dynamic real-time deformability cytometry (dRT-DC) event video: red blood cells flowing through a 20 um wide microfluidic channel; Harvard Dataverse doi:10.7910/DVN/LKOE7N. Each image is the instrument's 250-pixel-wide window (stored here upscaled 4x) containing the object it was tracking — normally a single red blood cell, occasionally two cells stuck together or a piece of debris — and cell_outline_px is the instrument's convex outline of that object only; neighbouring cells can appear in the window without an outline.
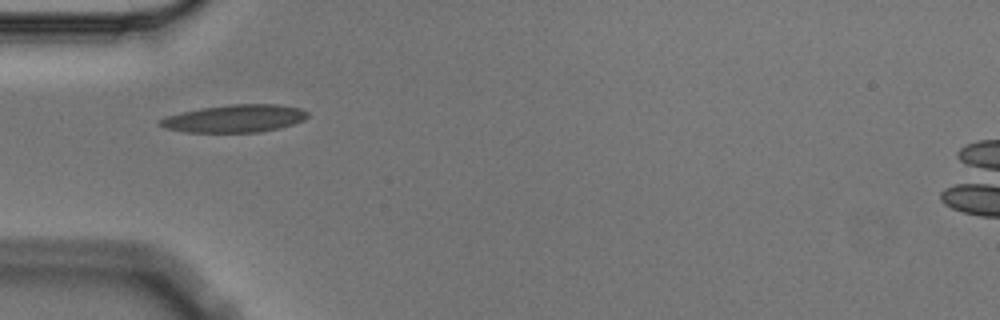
{"species": "Egyptian fruit bat (a non-hibernating species)", "species_latin": "Rousettus aegyptiacus", "temperature_condition": "cold", "stored_images_in_passage": 6, "camera_frame_rate_fps": 3000, "um_per_image_px": 0.085, "animal": {"sex": "male"}, "frame": {"image": 1, "passage_image": 1, "time_ms": 0.0, "image_size_px": [1000, 320], "cell_outline_px": [[308, 116], [304, 120], [280, 128], [260, 132], [184, 132], [164, 128], [156, 124], [156, 120], [168, 116], [200, 108], [232, 104], [276, 104], [300, 108], [308, 112]], "centroid_in_image_um": [19.93, 10.08], "position_along_channel_um": 65.1, "area_um2": 23.81}}
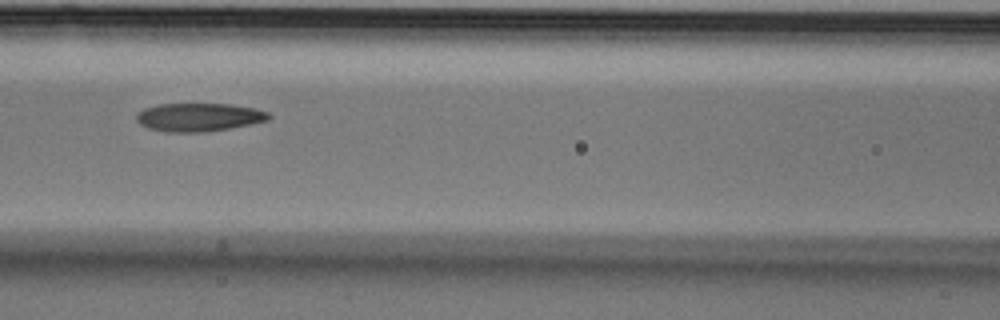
{"frame": {"image": 2, "passage_image": 3, "time_ms": 0.667, "image_size_px": [1000, 320], "cell_outline_px": [[272, 116], [268, 120], [252, 124], [204, 132], [168, 132], [148, 128], [140, 124], [136, 120], [136, 112], [144, 108], [160, 104], [228, 104], [256, 108], [268, 112]], "centroid_in_image_um": [16.9, 9.96], "position_along_channel_um": 149.7, "area_um2": 21.85}}
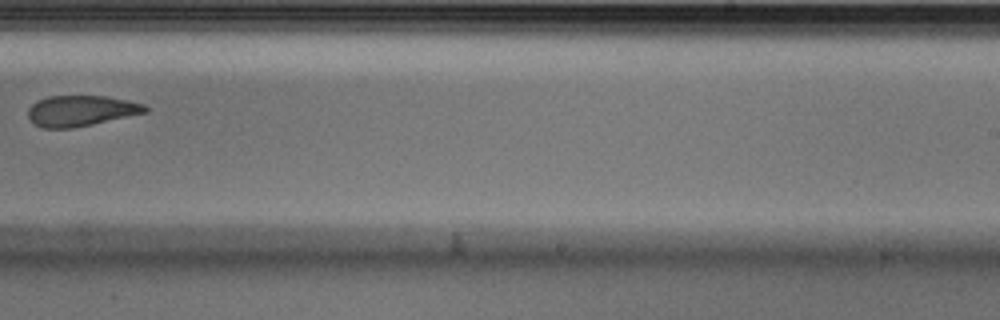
{"frame": {"image": 3, "passage_image": 6, "time_ms": 1.667, "image_size_px": [1000, 320], "cell_outline_px": [[148, 112], [92, 124], [72, 128], [44, 128], [28, 120], [28, 108], [36, 100], [48, 96], [108, 96], [128, 100], [144, 104], [148, 108]], "centroid_in_image_um": [6.87, 9.41], "position_along_channel_um": 282.1, "area_um2": 21.04}}